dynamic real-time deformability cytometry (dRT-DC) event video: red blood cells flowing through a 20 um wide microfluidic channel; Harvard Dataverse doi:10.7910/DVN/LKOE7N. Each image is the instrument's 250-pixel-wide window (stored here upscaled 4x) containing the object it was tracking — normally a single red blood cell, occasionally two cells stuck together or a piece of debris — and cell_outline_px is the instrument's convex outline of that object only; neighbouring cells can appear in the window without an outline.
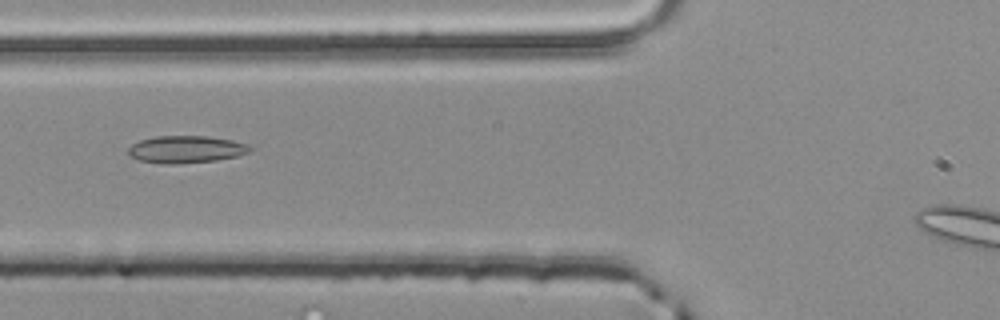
{"species": "common noctule bat (a hibernating species)", "species_latin": "Nyctalus noctula", "temperature_condition": "room temperature", "stored_images_in_passage": 4, "camera_frame_rate_fps": 3000, "um_per_image_px": 0.085, "animal": {"sex": "male", "body_mass_g": 20.4}, "frame": {"image": 1, "passage_image": 4, "time_ms": 1.0, "image_size_px": [1000, 320], "cell_outline_px": [[252, 152], [236, 156], [216, 160], [176, 164], [164, 164], [140, 160], [132, 156], [128, 152], [128, 148], [132, 144], [140, 140], [156, 136], [208, 136], [232, 140], [248, 144], [252, 148]], "centroid_in_image_um": [15.84, 12.69], "position_along_channel_um": 110.0, "area_um2": 19.31}}